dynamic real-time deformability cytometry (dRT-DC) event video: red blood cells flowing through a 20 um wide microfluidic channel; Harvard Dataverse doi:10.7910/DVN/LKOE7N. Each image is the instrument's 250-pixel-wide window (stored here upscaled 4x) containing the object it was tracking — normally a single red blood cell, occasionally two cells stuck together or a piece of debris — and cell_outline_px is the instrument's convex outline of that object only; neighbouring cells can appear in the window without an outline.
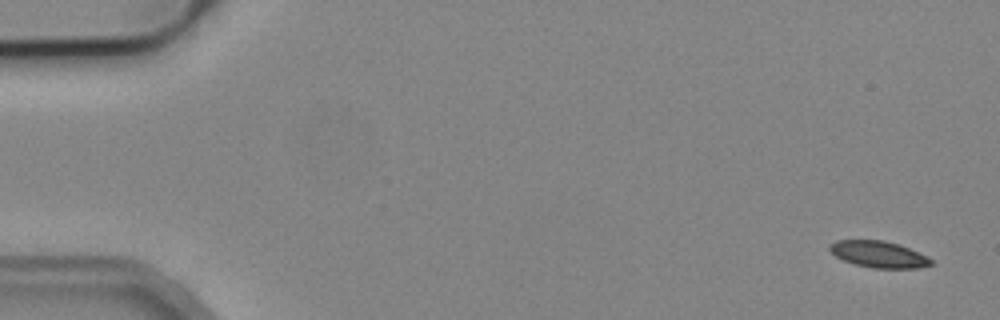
{"species": "common noctule bat (a hibernating species)", "species_latin": "Nyctalus noctula", "temperature_condition": "cold", "stored_images_in_passage": 4, "camera_frame_rate_fps": 3000, "um_per_image_px": 0.085, "animal": {"sex": "male", "body_mass_g": 19.2, "forearm_length_mm": 51.8}, "frame": {"image": 1, "passage_image": 1, "time_ms": 0.0, "image_size_px": [1000, 320], "cell_outline_px": [[936, 264], [920, 268], [872, 268], [856, 264], [844, 260], [836, 256], [828, 248], [836, 240], [884, 240], [900, 244], [928, 256], [936, 260]], "centroid_in_image_um": [74.8, 21.62], "position_along_channel_um": 10.2, "area_um2": 15.84}}
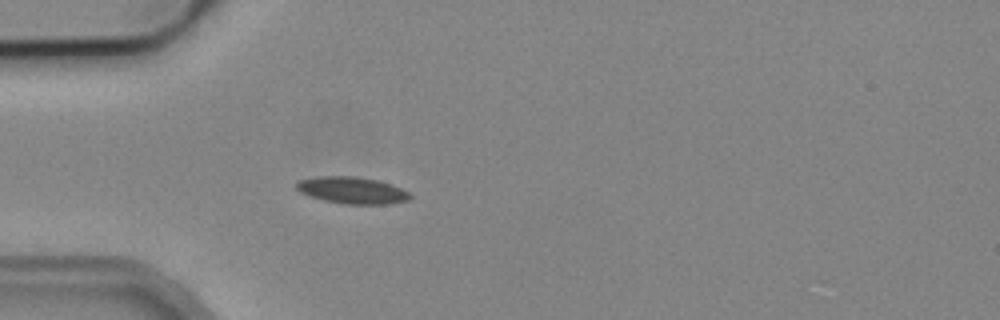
{"frame": {"image": 2, "passage_image": 4, "time_ms": 4.667, "image_size_px": [1000, 320], "cell_outline_px": [[412, 196], [408, 200], [388, 204], [344, 204], [324, 200], [300, 192], [296, 188], [296, 180], [320, 176], [352, 176], [376, 180], [400, 188], [408, 192]], "centroid_in_image_um": [29.89, 16.17], "position_along_channel_um": 55.1, "area_um2": 17.51}}